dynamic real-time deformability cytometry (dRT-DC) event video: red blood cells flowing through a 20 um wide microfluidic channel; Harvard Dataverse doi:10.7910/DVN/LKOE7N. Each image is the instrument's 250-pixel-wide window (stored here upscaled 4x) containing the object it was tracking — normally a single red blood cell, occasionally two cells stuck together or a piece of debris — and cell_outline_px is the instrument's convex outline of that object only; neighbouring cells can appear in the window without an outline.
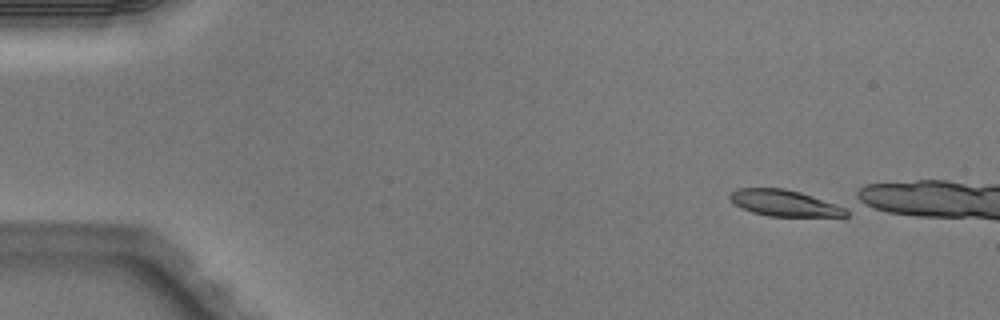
{"species": "Egyptian fruit bat (a non-hibernating species)", "species_latin": "Rousettus aegyptiacus", "temperature_condition": "warm", "stored_images_in_passage": 3, "camera_frame_rate_fps": 3000, "um_per_image_px": 0.085, "animal": {"sex": "male"}, "frame": {"image": 1, "passage_image": 1, "time_ms": 0.0, "image_size_px": [1000, 320], "cell_outline_px": [[848, 216], [768, 216], [752, 212], [740, 208], [728, 196], [736, 188], [784, 188], [800, 192], [836, 204], [844, 208], [848, 212]], "centroid_in_image_um": [66.64, 17.26], "position_along_channel_um": 18.4, "area_um2": 17.57}}